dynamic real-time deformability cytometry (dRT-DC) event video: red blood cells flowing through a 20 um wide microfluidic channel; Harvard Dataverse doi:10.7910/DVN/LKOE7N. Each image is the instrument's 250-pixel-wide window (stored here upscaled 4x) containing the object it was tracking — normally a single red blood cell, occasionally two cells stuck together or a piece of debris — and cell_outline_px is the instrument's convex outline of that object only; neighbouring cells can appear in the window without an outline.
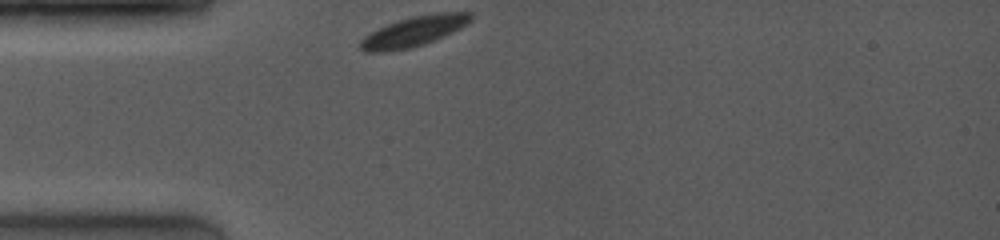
{"species": "common noctule bat (a hibernating species)", "species_latin": "Nyctalus noctula", "temperature_condition": "room temperature", "stored_images_in_passage": 20, "camera_frame_rate_fps": 4000, "um_per_image_px": 0.085, "animal": {"sex": "female", "body_mass_g": 19.0, "forearm_length_mm": 53.3}, "frame": {"image": 1, "passage_image": 1, "time_ms": 0.0, "image_size_px": [1000, 240], "cell_outline_px": [[472, 20], [468, 24], [452, 32], [424, 44], [408, 48], [384, 52], [364, 52], [360, 48], [360, 40], [368, 32], [396, 20], [436, 12], [472, 12]], "centroid_in_image_um": [35.15, 2.66], "position_along_channel_um": 49.8, "area_um2": 19.42}}
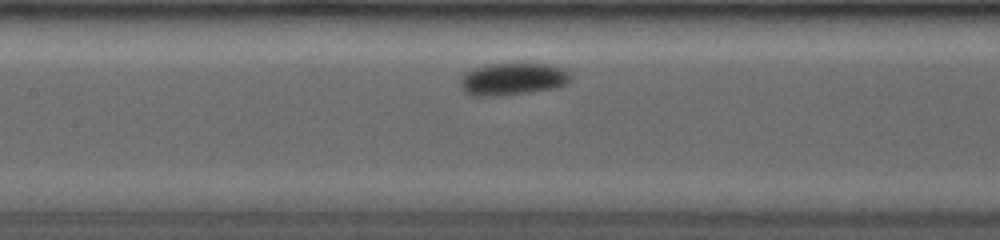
{"frame": {"image": 2, "passage_image": 8, "time_ms": 3.25, "image_size_px": [1000, 240], "cell_outline_px": [[572, 76], [564, 84], [556, 88], [500, 96], [472, 96], [464, 92], [460, 88], [460, 80], [464, 72], [472, 68], [488, 64], [548, 64], [564, 68], [572, 72]], "centroid_in_image_um": [43.55, 6.72], "position_along_channel_um": 163.9, "area_um2": 20.98}}
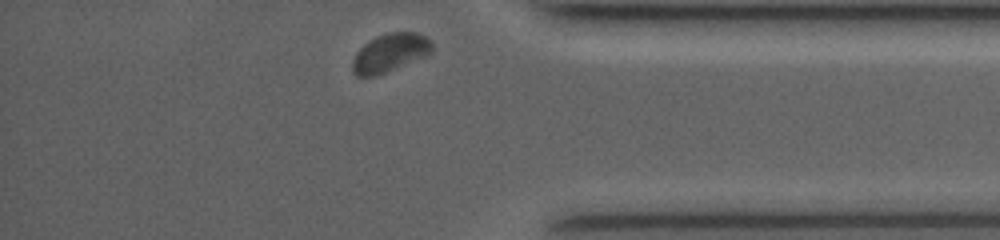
{"frame": {"image": 3, "passage_image": 20, "time_ms": 9.5, "image_size_px": [1000, 240], "cell_outline_px": [[432, 52], [428, 56], [376, 76], [356, 76], [352, 72], [352, 60], [356, 52], [368, 40], [376, 36], [388, 32], [416, 32], [428, 36], [432, 44]], "centroid_in_image_um": [33.16, 4.48], "position_along_channel_um": 402.0, "area_um2": 18.15}, "authors_computed_cell_mechanics": {"area_um2": 19.5075, "velocity_mm_per_s": 3.8743, "shape_relaxation_time_tau1_ms": 2.5892, "shape_relaxation_time_tau2_ms": null, "deformation_change_tau1": 0.0553, "deformation_change_tau2": null}}